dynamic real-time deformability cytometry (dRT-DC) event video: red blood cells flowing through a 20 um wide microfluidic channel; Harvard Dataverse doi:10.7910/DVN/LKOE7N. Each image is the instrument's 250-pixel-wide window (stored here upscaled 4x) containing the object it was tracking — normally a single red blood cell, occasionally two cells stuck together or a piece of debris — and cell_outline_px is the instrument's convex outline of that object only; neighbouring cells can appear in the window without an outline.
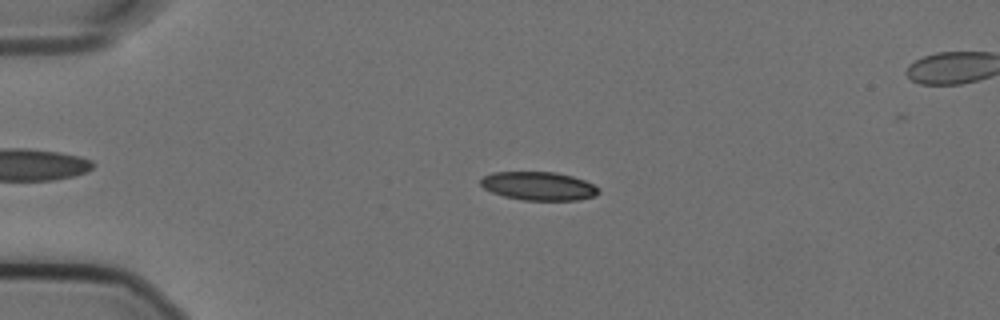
{"species": "Egyptian fruit bat (a non-hibernating species)", "species_latin": "Rousettus aegyptiacus", "temperature_condition": "cold", "stored_images_in_passage": 56, "camera_frame_rate_fps": 3000, "um_per_image_px": 0.085, "animal": {"sex": "female"}, "frame": {"image": 1, "passage_image": 13, "time_ms": 4.0, "image_size_px": [1000, 320], "cell_outline_px": [[600, 192], [596, 196], [576, 200], [524, 200], [504, 196], [492, 192], [484, 188], [480, 184], [480, 180], [484, 176], [492, 172], [556, 172], [572, 176], [584, 180], [600, 188]], "centroid_in_image_um": [45.8, 15.81], "position_along_channel_um": 39.2, "area_um2": 19.59}}
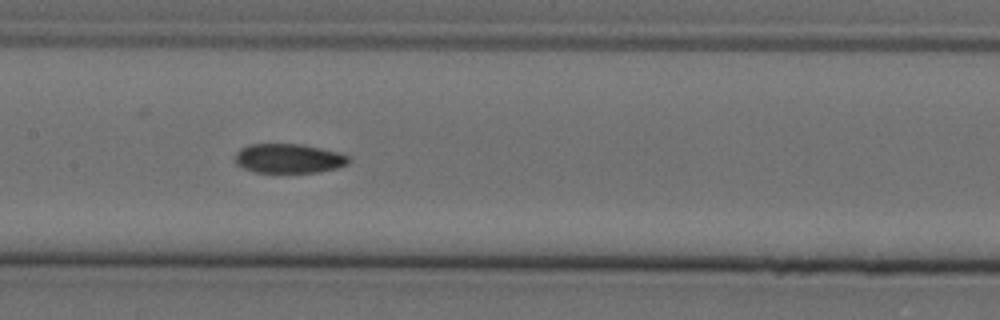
{"frame": {"image": 2, "passage_image": 28, "time_ms": 9.0, "image_size_px": [1000, 320], "cell_outline_px": [[352, 160], [348, 164], [336, 168], [316, 172], [256, 172], [244, 168], [236, 164], [236, 152], [240, 148], [248, 144], [300, 144], [320, 148], [336, 152], [348, 156]], "centroid_in_image_um": [24.53, 13.46], "position_along_channel_um": 182.9, "area_um2": 19.31}}
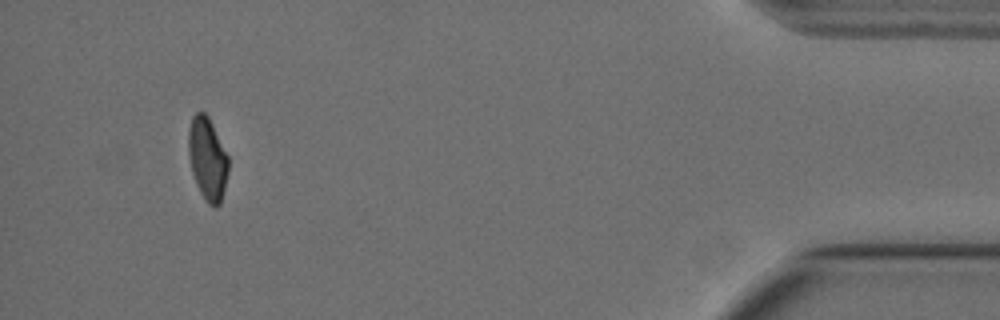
{"frame": {"image": 3, "passage_image": 53, "time_ms": 17.333, "image_size_px": [1000, 320], "cell_outline_px": [[228, 172], [220, 204], [216, 208], [212, 208], [208, 204], [200, 192], [196, 184], [192, 172], [188, 152], [188, 128], [192, 116], [196, 112], [204, 112], [208, 116], [228, 156]], "centroid_in_image_um": [17.62, 13.5], "position_along_channel_um": 417.6, "area_um2": 19.25}, "authors_computed_cell_mechanics": {"area_um2": 19.941, "velocity_mm_per_s": 3.5922, "shape_relaxation_time_tau1_ms": 9.902, "shape_relaxation_time_tau2_ms": 3.0794, "deformation_change_tau1": 0.1884, "deformation_change_tau2": 0.0752}}